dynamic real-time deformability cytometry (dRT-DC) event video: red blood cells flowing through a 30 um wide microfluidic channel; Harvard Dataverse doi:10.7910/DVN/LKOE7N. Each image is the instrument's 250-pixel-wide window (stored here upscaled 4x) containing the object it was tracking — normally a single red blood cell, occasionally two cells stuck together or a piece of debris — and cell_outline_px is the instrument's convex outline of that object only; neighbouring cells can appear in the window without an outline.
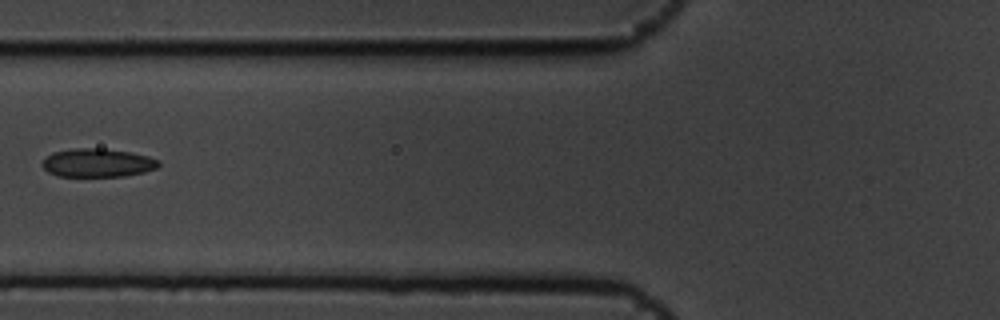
{"species": "common noctule bat (a hibernating species)", "species_latin": "Nyctalus noctula", "temperature_condition": "cold", "stored_images_in_passage": 9, "camera_frame_rate_fps": 3000, "um_per_image_px": 0.085, "animal": {"sex": "male", "body_mass_g": 19.5, "forearm_length_mm": 54.6}, "frame": {"image": 1, "passage_image": 7, "time_ms": 2.0, "image_size_px": [1000, 320], "cell_outline_px": [[160, 164], [156, 168], [144, 172], [124, 176], [56, 176], [48, 172], [40, 164], [52, 152], [72, 148], [104, 148], [128, 152], [148, 156], [160, 160]], "centroid_in_image_um": [8.28, 13.83], "position_along_channel_um": 117.5, "area_um2": 19.36}}
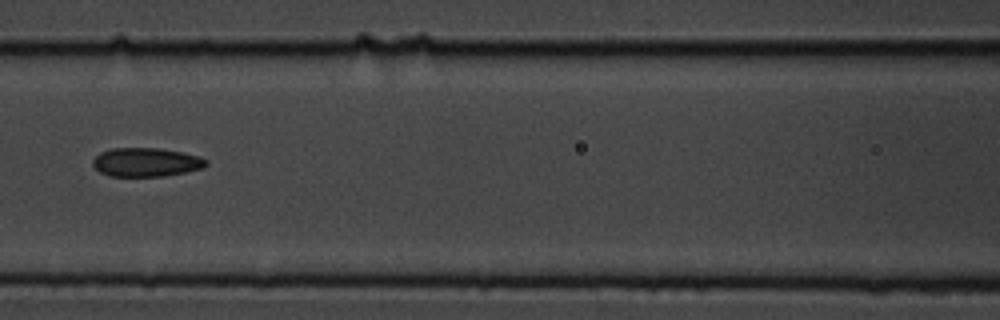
{"frame": {"image": 2, "passage_image": 8, "time_ms": 2.333, "image_size_px": [1000, 320], "cell_outline_px": [[208, 164], [204, 168], [164, 176], [108, 176], [100, 172], [92, 164], [92, 160], [100, 152], [112, 148], [160, 148], [184, 152], [200, 156], [208, 160]], "centroid_in_image_um": [12.44, 13.78], "position_along_channel_um": 154.2, "area_um2": 19.19}}
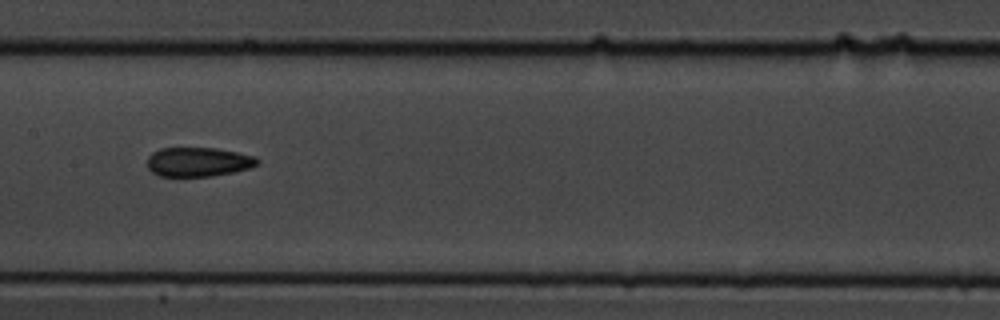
{"frame": {"image": 3, "passage_image": 9, "time_ms": 2.667, "image_size_px": [1000, 320], "cell_outline_px": [[260, 164], [252, 168], [212, 176], [160, 176], [152, 172], [148, 168], [148, 156], [152, 152], [160, 148], [216, 148], [256, 156], [260, 160]], "centroid_in_image_um": [16.89, 13.76], "position_along_channel_um": 190.5, "area_um2": 18.9}}